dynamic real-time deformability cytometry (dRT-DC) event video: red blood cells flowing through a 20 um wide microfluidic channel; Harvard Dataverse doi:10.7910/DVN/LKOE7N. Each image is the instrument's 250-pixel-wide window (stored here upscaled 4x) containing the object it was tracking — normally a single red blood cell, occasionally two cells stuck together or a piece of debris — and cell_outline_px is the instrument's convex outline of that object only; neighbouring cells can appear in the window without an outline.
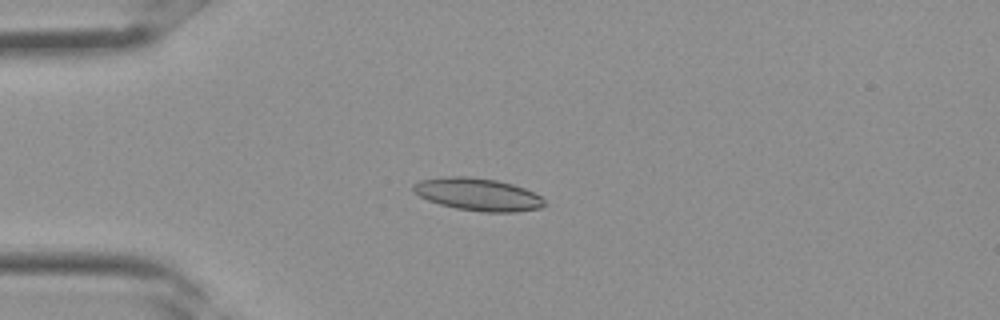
{"species": "Egyptian fruit bat (a non-hibernating species)", "species_latin": "Rousettus aegyptiacus", "temperature_condition": "room temperature", "stored_images_in_passage": 34, "camera_frame_rate_fps": 3000, "um_per_image_px": 0.085, "frame": {"image": 1, "passage_image": 9, "time_ms": 2.667, "image_size_px": [1000, 320], "cell_outline_px": [[548, 204], [540, 208], [516, 212], [484, 212], [456, 208], [440, 204], [428, 200], [412, 192], [412, 184], [420, 180], [448, 176], [468, 176], [496, 180], [512, 184], [524, 188], [540, 196]], "centroid_in_image_um": [40.61, 16.52], "position_along_channel_um": 44.4, "area_um2": 24.91}}
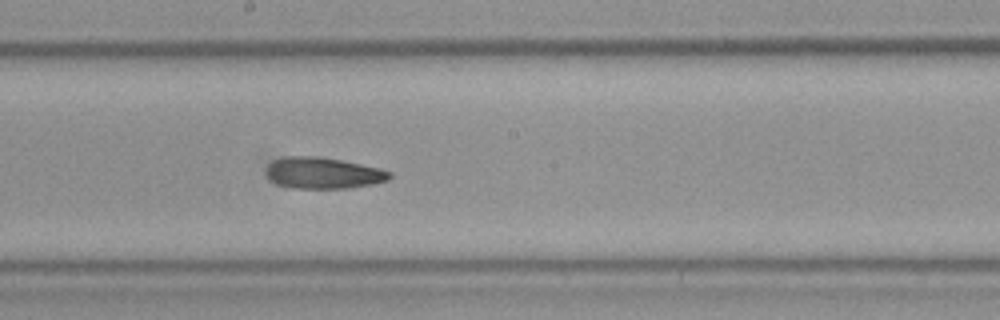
{"frame": {"image": 2, "passage_image": 19, "time_ms": 6.0, "image_size_px": [1000, 320], "cell_outline_px": [[392, 176], [388, 180], [372, 184], [348, 188], [292, 188], [276, 184], [268, 180], [264, 172], [268, 164], [272, 160], [284, 156], [320, 156], [344, 160], [380, 168], [392, 172]], "centroid_in_image_um": [27.42, 14.69], "position_along_channel_um": 220.8, "area_um2": 23.0}}
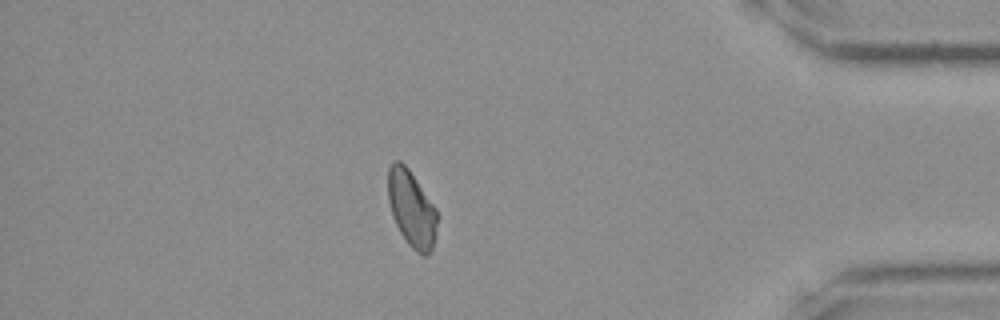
{"frame": {"image": 3, "passage_image": 30, "time_ms": 9.667, "image_size_px": [1000, 320], "cell_outline_px": [[440, 216], [436, 236], [432, 248], [428, 256], [424, 256], [416, 252], [408, 244], [400, 232], [392, 216], [388, 200], [388, 168], [392, 160], [400, 160], [408, 168], [436, 208]], "centroid_in_image_um": [35.01, 17.76], "position_along_channel_um": 400.2, "area_um2": 22.31}}